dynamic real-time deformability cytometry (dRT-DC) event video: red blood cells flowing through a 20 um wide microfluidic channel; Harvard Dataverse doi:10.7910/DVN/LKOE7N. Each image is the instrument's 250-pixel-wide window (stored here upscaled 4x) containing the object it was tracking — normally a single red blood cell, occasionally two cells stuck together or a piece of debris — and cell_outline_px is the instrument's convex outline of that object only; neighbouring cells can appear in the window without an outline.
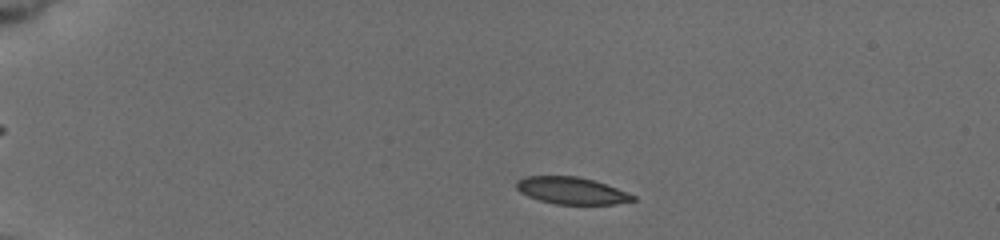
{"species": "common noctule bat (a hibernating species)", "species_latin": "Nyctalus noctula", "temperature_condition": "cold", "stored_images_in_passage": 48, "camera_frame_rate_fps": 3000, "um_per_image_px": 0.085, "animal": {"sex": "female", "body_mass_g": 19.5, "forearm_length_mm": 54.1}, "frame": {"image": 1, "passage_image": 6, "time_ms": 1.667, "image_size_px": [1000, 240], "cell_outline_px": [[636, 200], [616, 204], [556, 204], [540, 200], [528, 196], [520, 192], [516, 188], [516, 180], [524, 176], [576, 176], [592, 180], [616, 188], [636, 196]], "centroid_in_image_um": [48.55, 16.2], "position_along_channel_um": 36.4, "area_um2": 18.21}}
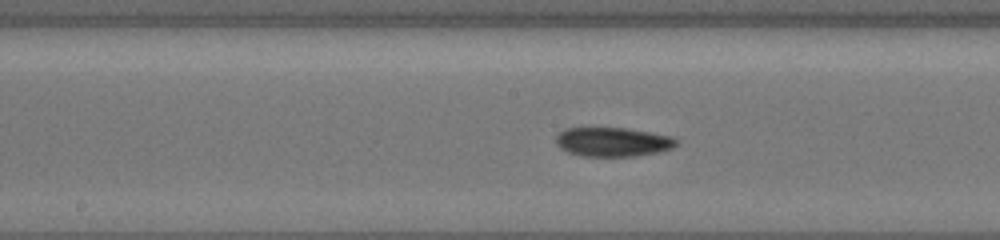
{"frame": {"image": 2, "passage_image": 24, "time_ms": 7.667, "image_size_px": [1000, 240], "cell_outline_px": [[680, 144], [672, 148], [660, 152], [636, 156], [580, 156], [568, 152], [560, 148], [556, 144], [556, 136], [560, 132], [568, 128], [624, 128], [672, 136], [680, 140]], "centroid_in_image_um": [52.13, 12.07], "position_along_channel_um": 196.1, "area_um2": 20.58}}
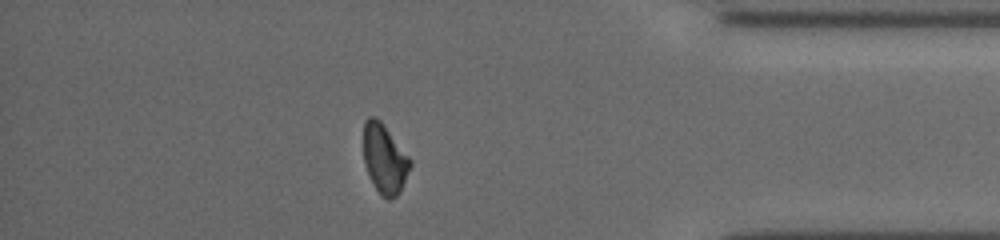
{"frame": {"image": 3, "passage_image": 42, "time_ms": 13.667, "image_size_px": [1000, 240], "cell_outline_px": [[412, 164], [400, 192], [396, 196], [388, 200], [380, 196], [364, 164], [364, 120], [368, 116], [376, 116], [380, 120], [412, 160]], "centroid_in_image_um": [32.69, 13.49], "position_along_channel_um": 402.5, "area_um2": 18.84}, "authors_computed_cell_mechanics": {"area_um2": 19.7387, "velocity_mm_per_s": 3.8336, "shape_relaxation_time_tau1_ms": 4.6231, "shape_relaxation_time_tau2_ms": 4.1563, "deformation_change_tau1": 0.1399, "deformation_change_tau2": 0.094}}